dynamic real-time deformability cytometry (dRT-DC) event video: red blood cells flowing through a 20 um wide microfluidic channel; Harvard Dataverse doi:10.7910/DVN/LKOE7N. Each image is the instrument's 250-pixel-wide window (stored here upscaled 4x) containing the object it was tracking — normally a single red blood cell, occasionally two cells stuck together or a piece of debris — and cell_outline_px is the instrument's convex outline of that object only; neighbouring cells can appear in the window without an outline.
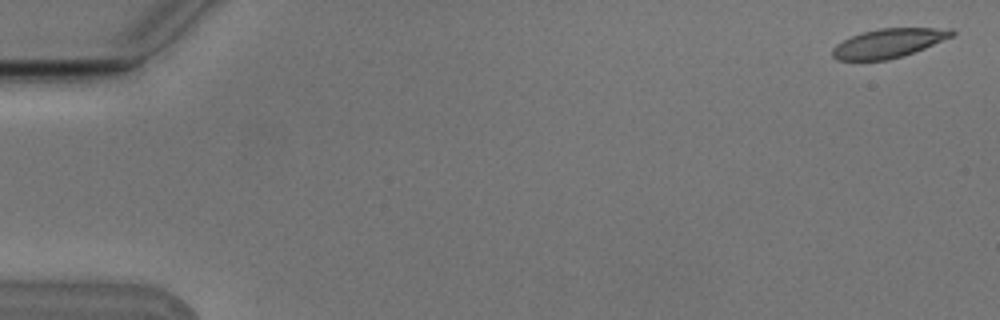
{"species": "Egyptian fruit bat (a non-hibernating species)", "species_latin": "Rousettus aegyptiacus", "temperature_condition": "cold", "stored_images_in_passage": 7, "camera_frame_rate_fps": 3000, "um_per_image_px": 0.085, "animal": {"sex": "male"}, "frame": {"image": 1, "passage_image": 1, "time_ms": 0.0, "image_size_px": [1000, 320], "cell_outline_px": [[956, 32], [952, 36], [924, 48], [888, 60], [836, 60], [832, 56], [832, 48], [836, 44], [852, 36], [864, 32], [880, 28], [952, 28]], "centroid_in_image_um": [75.51, 3.66], "position_along_channel_um": 9.5, "area_um2": 19.94}}